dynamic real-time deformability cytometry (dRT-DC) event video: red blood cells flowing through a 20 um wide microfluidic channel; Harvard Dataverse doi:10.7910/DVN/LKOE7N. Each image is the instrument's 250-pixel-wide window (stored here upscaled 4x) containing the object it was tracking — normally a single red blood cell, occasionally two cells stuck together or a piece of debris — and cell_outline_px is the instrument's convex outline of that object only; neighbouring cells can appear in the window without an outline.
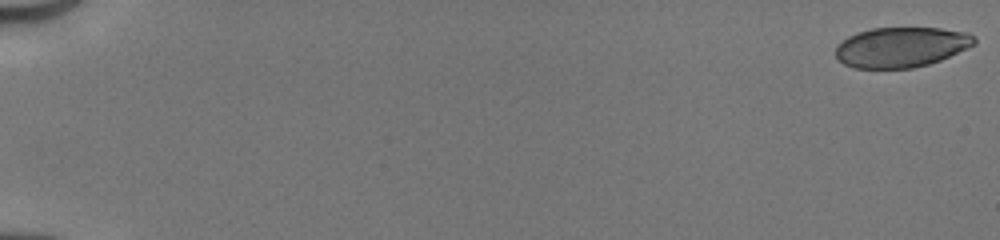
{"species": "human", "species_latin": "Homo sapiens", "temperature_condition": "cold", "stored_images_in_passage": 51, "camera_frame_rate_fps": 3000, "um_per_image_px": 0.085, "donor": {"sex": "male"}, "frame": {"image": 1, "passage_image": 1, "time_ms": 0.0, "image_size_px": [1000, 240], "cell_outline_px": [[976, 44], [940, 60], [928, 64], [912, 68], [852, 68], [844, 64], [836, 56], [836, 44], [848, 36], [872, 28], [940, 28], [968, 32], [976, 36]], "centroid_in_image_um": [76.61, 4.0], "position_along_channel_um": 8.4, "area_um2": 32.48}}
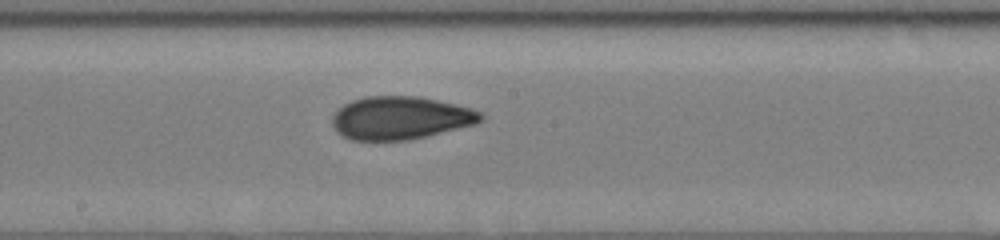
{"frame": {"image": 2, "passage_image": 30, "time_ms": 9.667, "image_size_px": [1000, 240], "cell_outline_px": [[484, 120], [476, 124], [428, 136], [408, 140], [352, 140], [340, 136], [332, 128], [332, 116], [344, 104], [352, 100], [364, 96], [420, 96], [456, 104], [472, 108], [484, 112]], "centroid_in_image_um": [34.06, 10.02], "position_along_channel_um": 214.1, "area_um2": 37.74}}
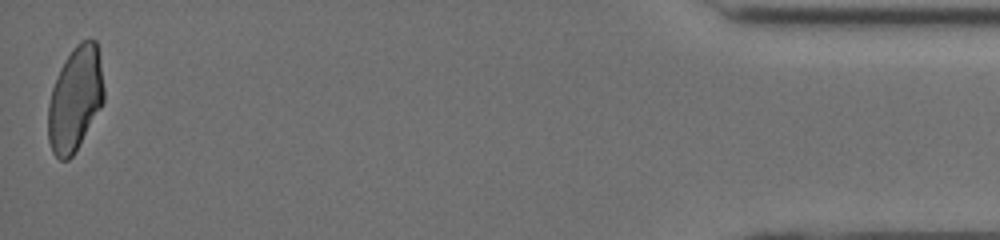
{"frame": {"image": 3, "passage_image": 51, "time_ms": 16.667, "image_size_px": [1000, 240], "cell_outline_px": [[104, 100], [100, 108], [72, 156], [68, 160], [60, 160], [52, 152], [48, 140], [48, 104], [52, 88], [60, 68], [64, 60], [76, 44], [80, 40], [96, 40], [104, 88]], "centroid_in_image_um": [6.37, 8.41], "position_along_channel_um": 428.8, "area_um2": 33.58}, "authors_computed_cell_mechanics": {"area_um2": 35.4892, "velocity_mm_per_s": 4.1598, "shape_relaxation_time_tau1_ms": 8.8326, "shape_relaxation_time_tau2_ms": 1.5829, "deformation_change_tau1": 0.1869, "deformation_change_tau2": 0.0593}}